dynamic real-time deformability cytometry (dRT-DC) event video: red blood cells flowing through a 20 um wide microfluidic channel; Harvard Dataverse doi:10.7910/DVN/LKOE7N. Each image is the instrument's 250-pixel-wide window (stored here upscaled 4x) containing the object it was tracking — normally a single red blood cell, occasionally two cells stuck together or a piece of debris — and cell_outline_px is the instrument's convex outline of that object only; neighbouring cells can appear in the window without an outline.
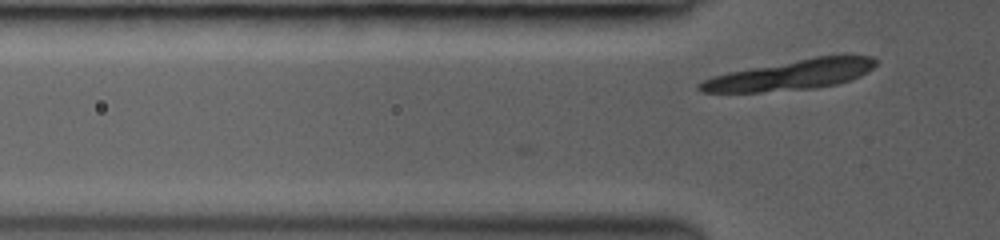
{"species": "common noctule bat (a hibernating species)", "species_latin": "Nyctalus noctula", "temperature_condition": "room temperature", "stored_images_in_passage": 3, "camera_frame_rate_fps": 3000, "um_per_image_px": 0.085, "animal": {"sex": "female", "body_mass_g": 19.0, "forearm_length_mm": 53.3}, "frame": {"image": 1, "passage_image": 3, "time_ms": 1.0, "image_size_px": [1000, 240], "cell_outline_px": [[876, 64], [868, 72], [860, 76], [836, 84], [816, 88], [760, 92], [700, 92], [696, 88], [696, 84], [712, 76], [728, 72], [816, 56], [872, 56], [876, 60]], "centroid_in_image_um": [67.19, 6.38], "position_along_channel_um": 58.6, "area_um2": 30.58}}